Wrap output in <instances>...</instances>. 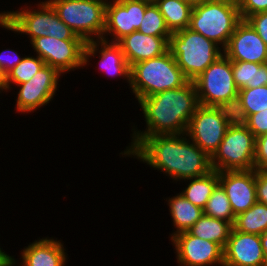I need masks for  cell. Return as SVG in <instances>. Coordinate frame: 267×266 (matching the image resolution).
I'll return each instance as SVG.
<instances>
[{"label":"cell","instance_id":"1","mask_svg":"<svg viewBox=\"0 0 267 266\" xmlns=\"http://www.w3.org/2000/svg\"><path fill=\"white\" fill-rule=\"evenodd\" d=\"M126 156L161 170L177 182L201 177L213 170L211 157L185 133L143 137Z\"/></svg>","mask_w":267,"mask_h":266},{"label":"cell","instance_id":"2","mask_svg":"<svg viewBox=\"0 0 267 266\" xmlns=\"http://www.w3.org/2000/svg\"><path fill=\"white\" fill-rule=\"evenodd\" d=\"M146 129L132 126L131 144L121 152L123 157L143 138L156 135L184 134L199 106L196 87L188 81L182 87L169 89L138 101ZM136 128V129H135Z\"/></svg>","mask_w":267,"mask_h":266},{"label":"cell","instance_id":"3","mask_svg":"<svg viewBox=\"0 0 267 266\" xmlns=\"http://www.w3.org/2000/svg\"><path fill=\"white\" fill-rule=\"evenodd\" d=\"M25 5L16 11L1 12L0 27L16 34L28 35L30 42L43 36H53L60 40H83L59 18L47 0L40 1L33 8Z\"/></svg>","mask_w":267,"mask_h":266},{"label":"cell","instance_id":"4","mask_svg":"<svg viewBox=\"0 0 267 266\" xmlns=\"http://www.w3.org/2000/svg\"><path fill=\"white\" fill-rule=\"evenodd\" d=\"M188 81L169 50L159 57L138 62L130 67L129 88L138 101L182 87Z\"/></svg>","mask_w":267,"mask_h":266},{"label":"cell","instance_id":"5","mask_svg":"<svg viewBox=\"0 0 267 266\" xmlns=\"http://www.w3.org/2000/svg\"><path fill=\"white\" fill-rule=\"evenodd\" d=\"M168 50L189 81H193L223 55L219 45L190 28L172 33Z\"/></svg>","mask_w":267,"mask_h":266},{"label":"cell","instance_id":"6","mask_svg":"<svg viewBox=\"0 0 267 266\" xmlns=\"http://www.w3.org/2000/svg\"><path fill=\"white\" fill-rule=\"evenodd\" d=\"M241 20L237 1L206 0L193 6L189 28L224 49Z\"/></svg>","mask_w":267,"mask_h":266},{"label":"cell","instance_id":"7","mask_svg":"<svg viewBox=\"0 0 267 266\" xmlns=\"http://www.w3.org/2000/svg\"><path fill=\"white\" fill-rule=\"evenodd\" d=\"M59 18L86 43L103 38L108 0H47Z\"/></svg>","mask_w":267,"mask_h":266},{"label":"cell","instance_id":"8","mask_svg":"<svg viewBox=\"0 0 267 266\" xmlns=\"http://www.w3.org/2000/svg\"><path fill=\"white\" fill-rule=\"evenodd\" d=\"M255 136L248 127L229 126L211 157V167L218 172L254 169Z\"/></svg>","mask_w":267,"mask_h":266},{"label":"cell","instance_id":"9","mask_svg":"<svg viewBox=\"0 0 267 266\" xmlns=\"http://www.w3.org/2000/svg\"><path fill=\"white\" fill-rule=\"evenodd\" d=\"M199 105L216 106L238 95L239 89L235 85L232 61L224 54L209 65L193 80Z\"/></svg>","mask_w":267,"mask_h":266},{"label":"cell","instance_id":"10","mask_svg":"<svg viewBox=\"0 0 267 266\" xmlns=\"http://www.w3.org/2000/svg\"><path fill=\"white\" fill-rule=\"evenodd\" d=\"M30 44L45 65L63 75L84 67V40H60L53 36H43L33 39Z\"/></svg>","mask_w":267,"mask_h":266},{"label":"cell","instance_id":"11","mask_svg":"<svg viewBox=\"0 0 267 266\" xmlns=\"http://www.w3.org/2000/svg\"><path fill=\"white\" fill-rule=\"evenodd\" d=\"M63 76L58 70L44 65L28 82L16 85V112L21 114L34 113L53 100L59 80ZM60 77V79H59Z\"/></svg>","mask_w":267,"mask_h":266},{"label":"cell","instance_id":"12","mask_svg":"<svg viewBox=\"0 0 267 266\" xmlns=\"http://www.w3.org/2000/svg\"><path fill=\"white\" fill-rule=\"evenodd\" d=\"M228 127V123L214 106L199 105L188 123L185 134L209 157H212Z\"/></svg>","mask_w":267,"mask_h":266},{"label":"cell","instance_id":"13","mask_svg":"<svg viewBox=\"0 0 267 266\" xmlns=\"http://www.w3.org/2000/svg\"><path fill=\"white\" fill-rule=\"evenodd\" d=\"M150 3L142 0H108L102 40L117 43L137 31ZM109 35L111 39L107 38Z\"/></svg>","mask_w":267,"mask_h":266},{"label":"cell","instance_id":"14","mask_svg":"<svg viewBox=\"0 0 267 266\" xmlns=\"http://www.w3.org/2000/svg\"><path fill=\"white\" fill-rule=\"evenodd\" d=\"M169 240L175 247L178 266H223V248L217 243L202 240L188 231L174 234Z\"/></svg>","mask_w":267,"mask_h":266},{"label":"cell","instance_id":"15","mask_svg":"<svg viewBox=\"0 0 267 266\" xmlns=\"http://www.w3.org/2000/svg\"><path fill=\"white\" fill-rule=\"evenodd\" d=\"M223 54L231 61L267 63V45L247 20H241L229 38Z\"/></svg>","mask_w":267,"mask_h":266},{"label":"cell","instance_id":"16","mask_svg":"<svg viewBox=\"0 0 267 266\" xmlns=\"http://www.w3.org/2000/svg\"><path fill=\"white\" fill-rule=\"evenodd\" d=\"M218 176L235 216L257 202L255 169L222 171L218 172Z\"/></svg>","mask_w":267,"mask_h":266},{"label":"cell","instance_id":"17","mask_svg":"<svg viewBox=\"0 0 267 266\" xmlns=\"http://www.w3.org/2000/svg\"><path fill=\"white\" fill-rule=\"evenodd\" d=\"M223 266H267L260 235L242 233L232 228L223 249Z\"/></svg>","mask_w":267,"mask_h":266},{"label":"cell","instance_id":"18","mask_svg":"<svg viewBox=\"0 0 267 266\" xmlns=\"http://www.w3.org/2000/svg\"><path fill=\"white\" fill-rule=\"evenodd\" d=\"M97 55V58L100 59L98 63L100 72L102 70L106 76L108 74V77L119 76L130 84V66L124 58L121 47L117 43L102 39L87 42L84 48V67L89 65L90 59L96 58Z\"/></svg>","mask_w":267,"mask_h":266},{"label":"cell","instance_id":"19","mask_svg":"<svg viewBox=\"0 0 267 266\" xmlns=\"http://www.w3.org/2000/svg\"><path fill=\"white\" fill-rule=\"evenodd\" d=\"M63 244L57 238L39 237L21 250V263L12 256L10 266H65L68 254Z\"/></svg>","mask_w":267,"mask_h":266},{"label":"cell","instance_id":"20","mask_svg":"<svg viewBox=\"0 0 267 266\" xmlns=\"http://www.w3.org/2000/svg\"><path fill=\"white\" fill-rule=\"evenodd\" d=\"M170 36H150L134 31L121 38L117 44L131 67L138 62L159 57L168 51Z\"/></svg>","mask_w":267,"mask_h":266},{"label":"cell","instance_id":"21","mask_svg":"<svg viewBox=\"0 0 267 266\" xmlns=\"http://www.w3.org/2000/svg\"><path fill=\"white\" fill-rule=\"evenodd\" d=\"M165 199L168 202L170 216L176 229L170 234V238L174 234L188 231L204 215L203 209L192 204L180 193Z\"/></svg>","mask_w":267,"mask_h":266},{"label":"cell","instance_id":"22","mask_svg":"<svg viewBox=\"0 0 267 266\" xmlns=\"http://www.w3.org/2000/svg\"><path fill=\"white\" fill-rule=\"evenodd\" d=\"M233 225L227 221L203 215L188 232L202 240H208L225 248Z\"/></svg>","mask_w":267,"mask_h":266},{"label":"cell","instance_id":"23","mask_svg":"<svg viewBox=\"0 0 267 266\" xmlns=\"http://www.w3.org/2000/svg\"><path fill=\"white\" fill-rule=\"evenodd\" d=\"M165 24L171 33L189 28L193 6L183 0H156Z\"/></svg>","mask_w":267,"mask_h":266},{"label":"cell","instance_id":"24","mask_svg":"<svg viewBox=\"0 0 267 266\" xmlns=\"http://www.w3.org/2000/svg\"><path fill=\"white\" fill-rule=\"evenodd\" d=\"M189 183L185 189L179 192L192 204L204 209L211 197L213 190L219 184L218 171L212 170L208 174L184 180Z\"/></svg>","mask_w":267,"mask_h":266},{"label":"cell","instance_id":"25","mask_svg":"<svg viewBox=\"0 0 267 266\" xmlns=\"http://www.w3.org/2000/svg\"><path fill=\"white\" fill-rule=\"evenodd\" d=\"M232 70L235 85L239 90L267 85V63L232 61Z\"/></svg>","mask_w":267,"mask_h":266},{"label":"cell","instance_id":"26","mask_svg":"<svg viewBox=\"0 0 267 266\" xmlns=\"http://www.w3.org/2000/svg\"><path fill=\"white\" fill-rule=\"evenodd\" d=\"M233 228L242 233L261 235L267 229V206L256 202L235 217Z\"/></svg>","mask_w":267,"mask_h":266},{"label":"cell","instance_id":"27","mask_svg":"<svg viewBox=\"0 0 267 266\" xmlns=\"http://www.w3.org/2000/svg\"><path fill=\"white\" fill-rule=\"evenodd\" d=\"M45 62L39 56H24L21 62L6 74L5 92L12 89V85L28 82L43 66Z\"/></svg>","mask_w":267,"mask_h":266},{"label":"cell","instance_id":"28","mask_svg":"<svg viewBox=\"0 0 267 266\" xmlns=\"http://www.w3.org/2000/svg\"><path fill=\"white\" fill-rule=\"evenodd\" d=\"M203 211L206 216L221 219L234 225L236 216L231 208L228 196L220 184L213 190Z\"/></svg>","mask_w":267,"mask_h":266},{"label":"cell","instance_id":"29","mask_svg":"<svg viewBox=\"0 0 267 266\" xmlns=\"http://www.w3.org/2000/svg\"><path fill=\"white\" fill-rule=\"evenodd\" d=\"M215 108L231 127H248V115L239 95L218 103Z\"/></svg>","mask_w":267,"mask_h":266},{"label":"cell","instance_id":"30","mask_svg":"<svg viewBox=\"0 0 267 266\" xmlns=\"http://www.w3.org/2000/svg\"><path fill=\"white\" fill-rule=\"evenodd\" d=\"M139 32L150 36H171L164 17L155 3H150L145 10Z\"/></svg>","mask_w":267,"mask_h":266},{"label":"cell","instance_id":"31","mask_svg":"<svg viewBox=\"0 0 267 266\" xmlns=\"http://www.w3.org/2000/svg\"><path fill=\"white\" fill-rule=\"evenodd\" d=\"M238 95L248 117L251 114L267 109V85L256 88H242Z\"/></svg>","mask_w":267,"mask_h":266},{"label":"cell","instance_id":"32","mask_svg":"<svg viewBox=\"0 0 267 266\" xmlns=\"http://www.w3.org/2000/svg\"><path fill=\"white\" fill-rule=\"evenodd\" d=\"M254 169L267 170V134L255 138Z\"/></svg>","mask_w":267,"mask_h":266},{"label":"cell","instance_id":"33","mask_svg":"<svg viewBox=\"0 0 267 266\" xmlns=\"http://www.w3.org/2000/svg\"><path fill=\"white\" fill-rule=\"evenodd\" d=\"M241 19L246 20L249 16L267 11V0H238Z\"/></svg>","mask_w":267,"mask_h":266},{"label":"cell","instance_id":"34","mask_svg":"<svg viewBox=\"0 0 267 266\" xmlns=\"http://www.w3.org/2000/svg\"><path fill=\"white\" fill-rule=\"evenodd\" d=\"M248 129L254 134L255 138L267 134V109L248 117Z\"/></svg>","mask_w":267,"mask_h":266},{"label":"cell","instance_id":"35","mask_svg":"<svg viewBox=\"0 0 267 266\" xmlns=\"http://www.w3.org/2000/svg\"><path fill=\"white\" fill-rule=\"evenodd\" d=\"M255 29L260 38L267 45V11L259 12L249 16L246 19Z\"/></svg>","mask_w":267,"mask_h":266},{"label":"cell","instance_id":"36","mask_svg":"<svg viewBox=\"0 0 267 266\" xmlns=\"http://www.w3.org/2000/svg\"><path fill=\"white\" fill-rule=\"evenodd\" d=\"M23 58V56L18 55L17 51H14L13 49H4L2 52L0 51V66L5 74H7L18 65Z\"/></svg>","mask_w":267,"mask_h":266},{"label":"cell","instance_id":"37","mask_svg":"<svg viewBox=\"0 0 267 266\" xmlns=\"http://www.w3.org/2000/svg\"><path fill=\"white\" fill-rule=\"evenodd\" d=\"M257 202L267 206V170H255Z\"/></svg>","mask_w":267,"mask_h":266},{"label":"cell","instance_id":"38","mask_svg":"<svg viewBox=\"0 0 267 266\" xmlns=\"http://www.w3.org/2000/svg\"><path fill=\"white\" fill-rule=\"evenodd\" d=\"M12 256L0 247V266H10Z\"/></svg>","mask_w":267,"mask_h":266},{"label":"cell","instance_id":"39","mask_svg":"<svg viewBox=\"0 0 267 266\" xmlns=\"http://www.w3.org/2000/svg\"><path fill=\"white\" fill-rule=\"evenodd\" d=\"M261 244L265 259L267 261V229L260 235Z\"/></svg>","mask_w":267,"mask_h":266},{"label":"cell","instance_id":"40","mask_svg":"<svg viewBox=\"0 0 267 266\" xmlns=\"http://www.w3.org/2000/svg\"><path fill=\"white\" fill-rule=\"evenodd\" d=\"M6 74L0 66V94L5 92Z\"/></svg>","mask_w":267,"mask_h":266},{"label":"cell","instance_id":"41","mask_svg":"<svg viewBox=\"0 0 267 266\" xmlns=\"http://www.w3.org/2000/svg\"><path fill=\"white\" fill-rule=\"evenodd\" d=\"M183 1L191 4L192 6H195L205 2L206 0H183Z\"/></svg>","mask_w":267,"mask_h":266},{"label":"cell","instance_id":"42","mask_svg":"<svg viewBox=\"0 0 267 266\" xmlns=\"http://www.w3.org/2000/svg\"><path fill=\"white\" fill-rule=\"evenodd\" d=\"M142 1H147L149 3H153V0H142Z\"/></svg>","mask_w":267,"mask_h":266}]
</instances>
